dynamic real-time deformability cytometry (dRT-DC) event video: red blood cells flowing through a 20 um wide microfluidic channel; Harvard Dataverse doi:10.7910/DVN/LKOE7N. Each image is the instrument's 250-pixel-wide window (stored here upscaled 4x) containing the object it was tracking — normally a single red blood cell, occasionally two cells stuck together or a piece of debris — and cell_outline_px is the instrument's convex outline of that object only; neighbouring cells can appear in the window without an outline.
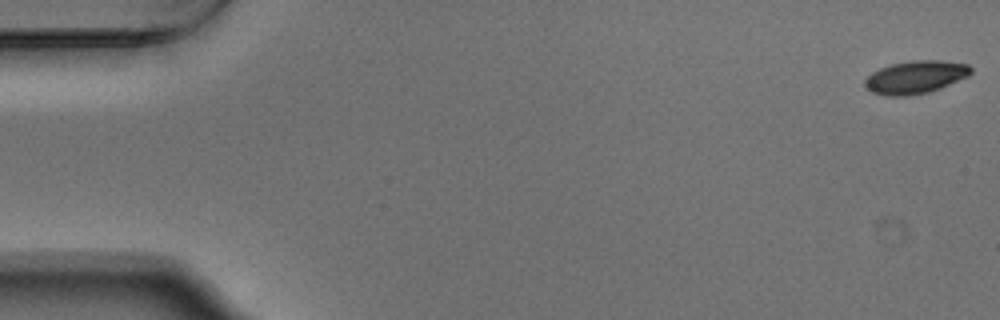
{"species": "Egyptian fruit bat (a non-hibernating species)", "species_latin": "Rousettus aegyptiacus", "temperature_condition": "warm", "stored_images_in_passage": 54, "camera_frame_rate_fps": 3000, "um_per_image_px": 0.085, "animal": {"sex": "male"}, "frame": {"image": 1, "passage_image": 1, "time_ms": 0.0, "image_size_px": [1000, 320], "cell_outline_px": [[972, 72], [968, 76], [940, 88], [928, 92], [908, 96], [888, 96], [872, 92], [864, 84], [864, 80], [872, 72], [880, 68], [892, 64], [912, 60], [940, 60], [968, 64], [972, 68]], "centroid_in_image_um": [77.82, 6.55], "position_along_channel_um": 7.2, "area_um2": 20.23}}
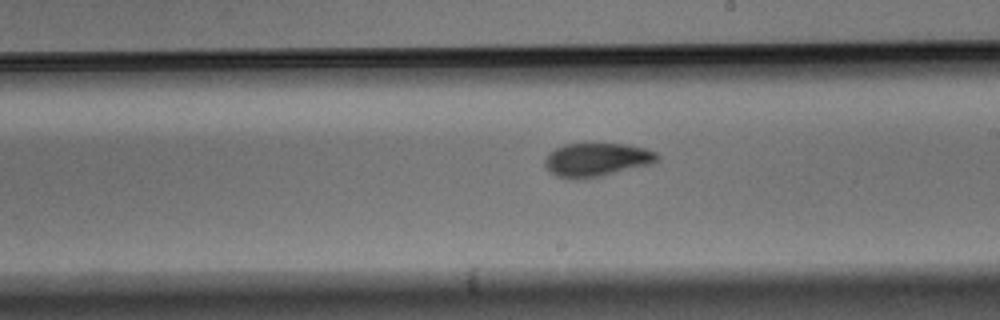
{"frame": {"image": 2, "passage_image": 31, "time_ms": 10.0, "image_size_px": [1000, 320], "cell_outline_px": [[660, 160], [652, 164], [604, 176], [584, 180], [572, 180], [556, 176], [544, 164], [544, 160], [548, 152], [564, 144], [628, 144], [644, 148], [656, 152], [660, 156]], "centroid_in_image_um": [50.74, 13.6], "position_along_channel_um": 238.3, "area_um2": 22.43}}
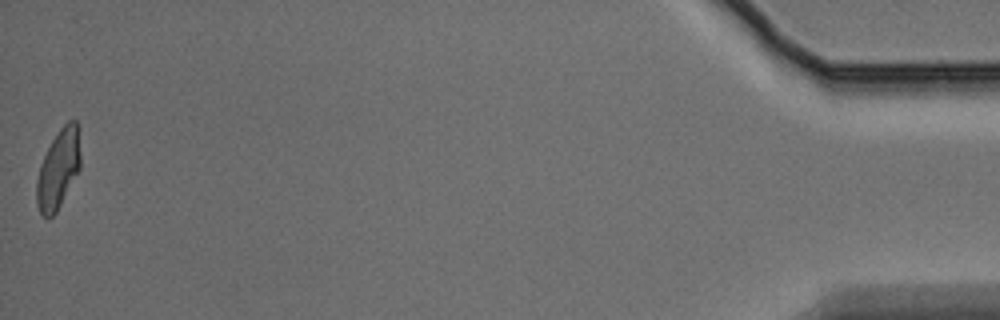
{"frame": {"image": 3, "passage_image": 54, "time_ms": 17.667, "image_size_px": [1000, 320], "cell_outline_px": [[80, 168], [56, 212], [52, 216], [44, 216], [40, 212], [36, 204], [36, 180], [40, 164], [52, 140], [60, 128], [68, 120], [76, 120], [80, 128]], "centroid_in_image_um": [4.97, 14.32], "position_along_channel_um": 430.2, "area_um2": 20.23}, "authors_computed_cell_mechanics": {"area_um2": 21.1259, "velocity_mm_per_s": 3.7507, "shape_relaxation_time_tau1_ms": 4.2854, "shape_relaxation_time_tau2_ms": 1.5622, "deformation_change_tau1": 0.1626, "deformation_change_tau2": 0.0637}}